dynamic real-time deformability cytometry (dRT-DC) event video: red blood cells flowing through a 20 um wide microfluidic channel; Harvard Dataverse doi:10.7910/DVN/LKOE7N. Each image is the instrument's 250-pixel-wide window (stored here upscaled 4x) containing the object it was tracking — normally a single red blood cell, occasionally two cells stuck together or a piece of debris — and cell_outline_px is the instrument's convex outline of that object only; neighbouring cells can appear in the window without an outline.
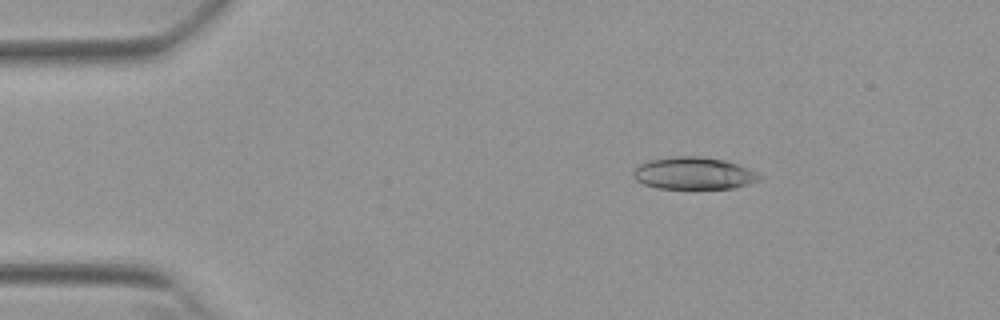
{"species": "Egyptian fruit bat (a non-hibernating species)", "species_latin": "Rousettus aegyptiacus", "temperature_condition": "warm", "stored_images_in_passage": 32, "camera_frame_rate_fps": 3000, "um_per_image_px": 0.085, "animal": {"sex": "female"}, "frame": {"image": 1, "passage_image": 9, "time_ms": 2.667, "image_size_px": [1000, 320], "cell_outline_px": [[764, 176], [760, 180], [736, 188], [656, 188], [644, 184], [636, 180], [632, 176], [632, 168], [648, 160], [676, 156], [700, 156], [724, 160], [740, 164]], "centroid_in_image_um": [58.96, 14.72], "position_along_channel_um": 26.0, "area_um2": 23.93}}
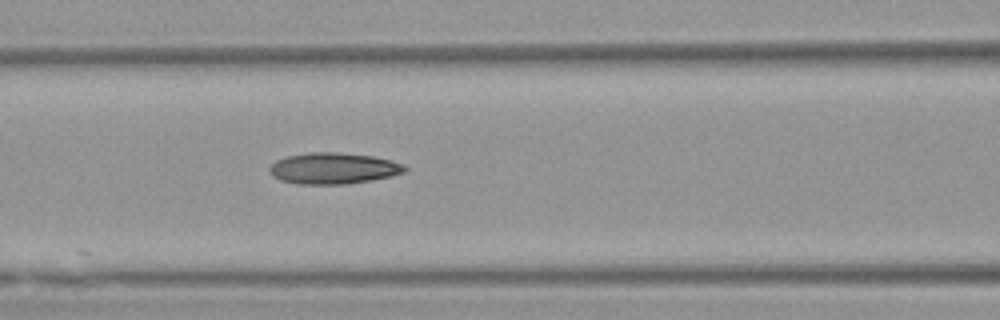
{"frame": {"image": 2, "passage_image": 23, "time_ms": 7.333, "image_size_px": [1000, 320], "cell_outline_px": [[408, 168], [404, 172], [392, 176], [348, 184], [300, 184], [280, 180], [272, 176], [268, 168], [276, 160], [288, 156], [308, 152], [336, 152], [372, 156], [404, 164]], "centroid_in_image_um": [28.32, 14.31], "position_along_channel_um": 138.3, "area_um2": 24.57}}
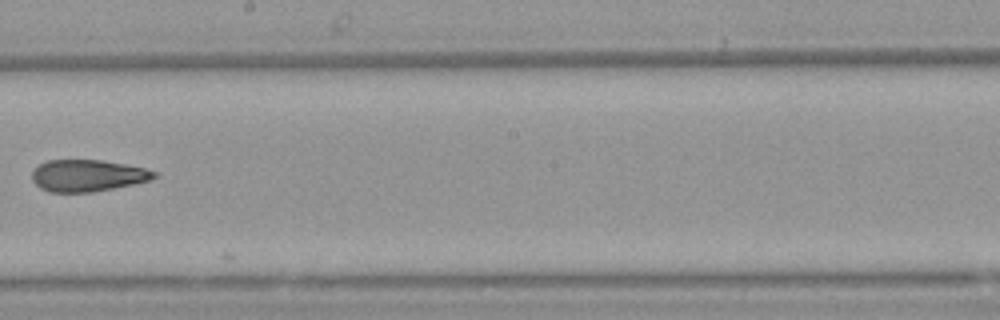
{"frame": {"image": 3, "passage_image": 31, "time_ms": 10.0, "image_size_px": [1000, 320], "cell_outline_px": [[156, 176], [152, 180], [92, 192], [48, 192], [40, 188], [32, 180], [32, 172], [40, 164], [48, 160], [100, 160], [124, 164], [144, 168], [156, 172]], "centroid_in_image_um": [7.42, 14.93], "position_along_channel_um": 240.8, "area_um2": 22.43}}